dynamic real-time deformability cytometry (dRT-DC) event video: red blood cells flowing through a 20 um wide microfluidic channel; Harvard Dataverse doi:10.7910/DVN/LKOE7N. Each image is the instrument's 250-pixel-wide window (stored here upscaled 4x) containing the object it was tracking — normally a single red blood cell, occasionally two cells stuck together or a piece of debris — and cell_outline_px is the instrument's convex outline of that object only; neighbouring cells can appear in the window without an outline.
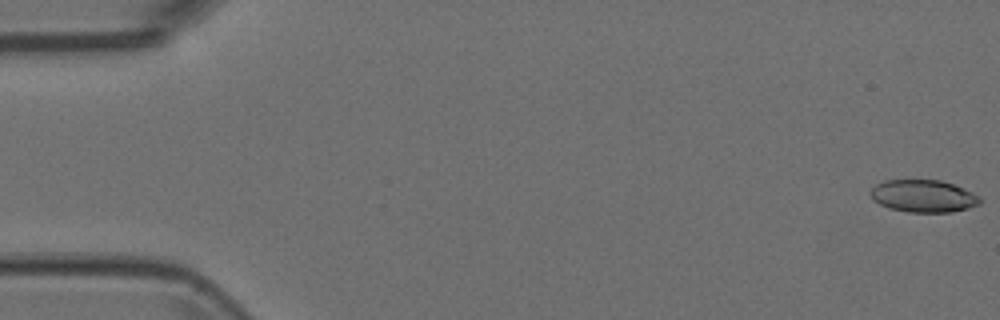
{"species": "Egyptian fruit bat (a non-hibernating species)", "species_latin": "Rousettus aegyptiacus", "temperature_condition": "room temperature", "stored_images_in_passage": 54, "camera_frame_rate_fps": 3000, "um_per_image_px": 0.085, "animal": {"sex": "female"}, "frame": {"image": 1, "passage_image": 1, "time_ms": 0.0, "image_size_px": [1000, 320], "cell_outline_px": [[980, 204], [968, 208], [952, 212], [908, 212], [888, 208], [872, 200], [868, 192], [876, 184], [884, 180], [940, 180], [952, 184], [972, 192], [980, 200]], "centroid_in_image_um": [78.42, 16.67], "position_along_channel_um": 6.6, "area_um2": 20.63}}
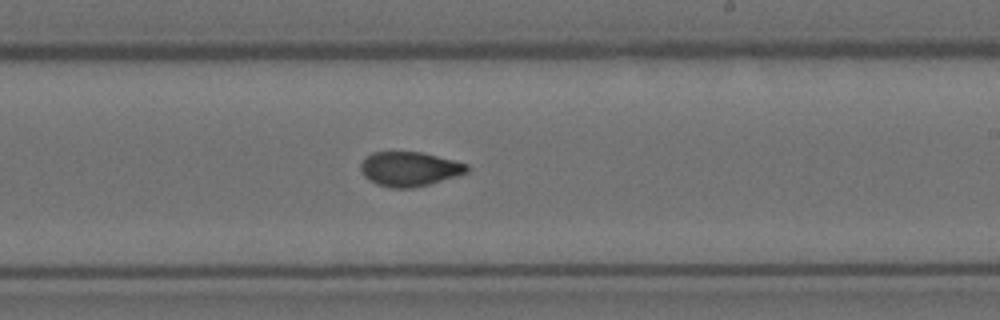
{"frame": {"image": 2, "passage_image": 32, "time_ms": 10.333, "image_size_px": [1000, 320], "cell_outline_px": [[468, 172], [428, 184], [412, 188], [388, 188], [376, 184], [368, 180], [364, 176], [360, 168], [360, 164], [364, 156], [372, 152], [420, 152], [468, 164]], "centroid_in_image_um": [34.73, 14.36], "position_along_channel_um": 254.3, "area_um2": 21.27}}
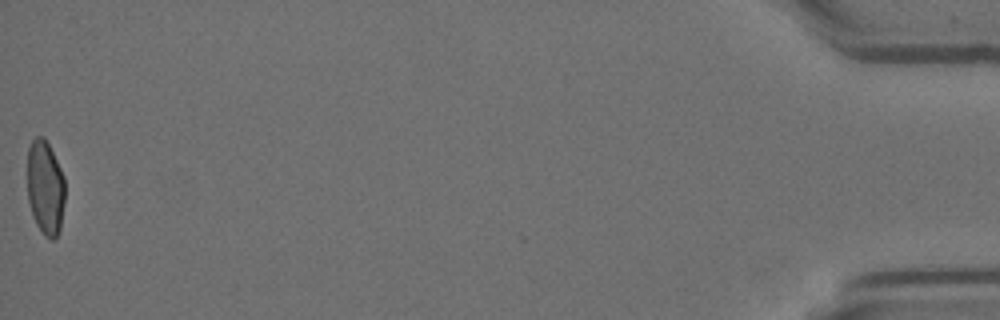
{"frame": {"image": 3, "passage_image": 54, "time_ms": 17.667, "image_size_px": [1000, 320], "cell_outline_px": [[64, 200], [60, 232], [52, 240], [44, 236], [36, 224], [28, 200], [28, 148], [32, 140], [36, 136], [44, 136], [64, 176]], "centroid_in_image_um": [3.85, 15.96], "position_along_channel_um": 431.4, "area_um2": 20.63}}